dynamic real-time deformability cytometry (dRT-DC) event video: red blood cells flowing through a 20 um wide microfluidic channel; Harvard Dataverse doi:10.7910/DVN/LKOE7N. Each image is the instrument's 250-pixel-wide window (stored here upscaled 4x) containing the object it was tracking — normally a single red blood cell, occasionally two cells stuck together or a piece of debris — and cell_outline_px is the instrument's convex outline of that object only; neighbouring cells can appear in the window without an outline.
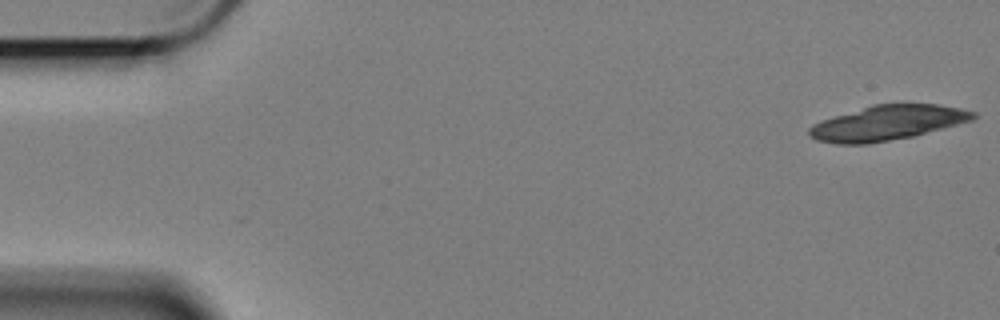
{"species": "Egyptian fruit bat (a non-hibernating species)", "species_latin": "Rousettus aegyptiacus", "temperature_condition": "cold", "stored_images_in_passage": 19, "camera_frame_rate_fps": 3000, "um_per_image_px": 0.085, "animal": {"sex": "female"}, "frame": {"image": 1, "passage_image": 1, "time_ms": 0.0, "image_size_px": [1000, 320], "cell_outline_px": [[976, 116], [972, 120], [912, 136], [868, 144], [836, 144], [816, 140], [808, 136], [808, 128], [812, 124], [820, 120], [872, 104], [940, 104], [960, 108], [976, 112]], "centroid_in_image_um": [75.37, 10.44], "position_along_channel_um": 9.6, "area_um2": 33.29}}
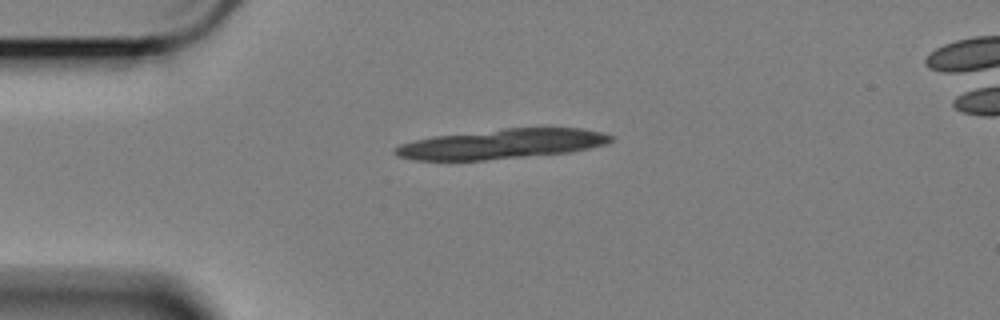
{"frame": {"image": 2, "passage_image": 13, "time_ms": 4.0, "image_size_px": [1000, 320], "cell_outline_px": [[616, 136], [608, 144], [568, 152], [484, 160], [416, 160], [396, 156], [392, 152], [400, 144], [416, 140], [436, 136], [504, 128], [584, 128]], "centroid_in_image_um": [42.67, 12.23], "position_along_channel_um": 42.3, "area_um2": 37.17}}